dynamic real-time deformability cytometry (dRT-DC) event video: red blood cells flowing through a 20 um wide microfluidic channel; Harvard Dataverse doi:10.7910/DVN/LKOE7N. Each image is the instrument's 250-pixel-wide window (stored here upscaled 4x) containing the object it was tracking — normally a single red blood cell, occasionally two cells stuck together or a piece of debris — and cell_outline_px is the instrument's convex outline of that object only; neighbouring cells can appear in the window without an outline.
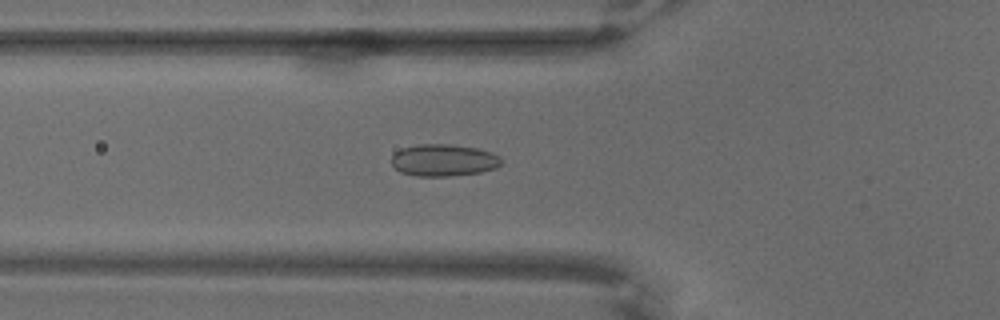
{"species": "common noctule bat (a hibernating species)", "species_latin": "Nyctalus noctula", "temperature_condition": "warm", "stored_images_in_passage": 62, "camera_frame_rate_fps": 3000, "um_per_image_px": 0.085, "animal": {"sex": "male", "body_mass_g": 18.8}, "frame": {"image": 1, "passage_image": 25, "time_ms": 8.0, "image_size_px": [1000, 320], "cell_outline_px": [[504, 160], [496, 168], [480, 172], [448, 176], [416, 176], [400, 172], [392, 164], [392, 156], [400, 148], [420, 144], [448, 144], [476, 148], [492, 152], [500, 156]], "centroid_in_image_um": [37.72, 13.61], "position_along_channel_um": 88.1, "area_um2": 20.52}}
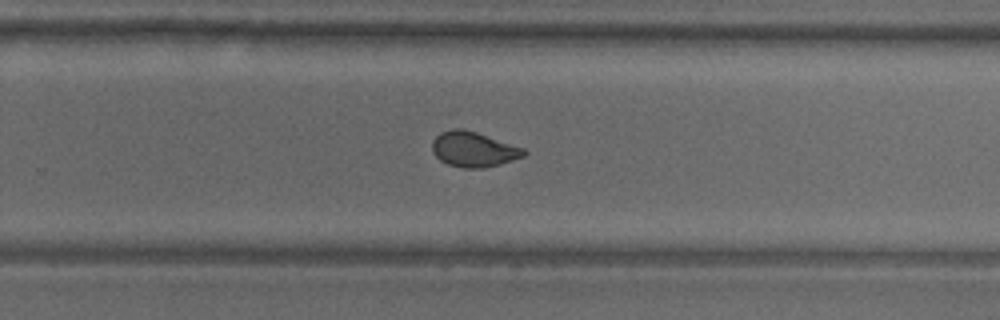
{"frame": {"image": 2, "passage_image": 45, "time_ms": 14.667, "image_size_px": [1000, 320], "cell_outline_px": [[528, 152], [524, 156], [500, 164], [480, 168], [464, 168], [448, 164], [440, 160], [432, 152], [432, 140], [440, 132], [452, 128], [460, 128], [476, 132], [524, 148]], "centroid_in_image_um": [40.23, 12.68], "position_along_channel_um": 289.6, "area_um2": 18.73}}
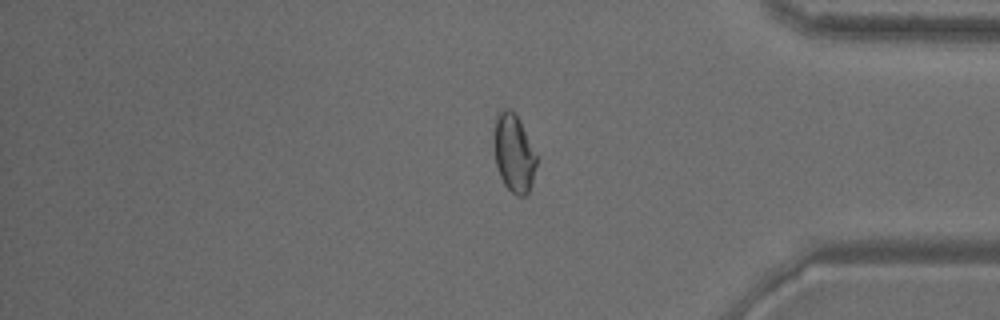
{"frame": {"image": 3, "passage_image": 57, "time_ms": 18.667, "image_size_px": [1000, 320], "cell_outline_px": [[536, 164], [532, 184], [528, 192], [524, 196], [516, 196], [504, 184], [500, 176], [496, 164], [492, 144], [496, 112], [504, 108], [508, 108], [516, 112], [520, 120], [536, 156]], "centroid_in_image_um": [43.63, 12.97], "position_along_channel_um": 391.6, "area_um2": 19.59}}